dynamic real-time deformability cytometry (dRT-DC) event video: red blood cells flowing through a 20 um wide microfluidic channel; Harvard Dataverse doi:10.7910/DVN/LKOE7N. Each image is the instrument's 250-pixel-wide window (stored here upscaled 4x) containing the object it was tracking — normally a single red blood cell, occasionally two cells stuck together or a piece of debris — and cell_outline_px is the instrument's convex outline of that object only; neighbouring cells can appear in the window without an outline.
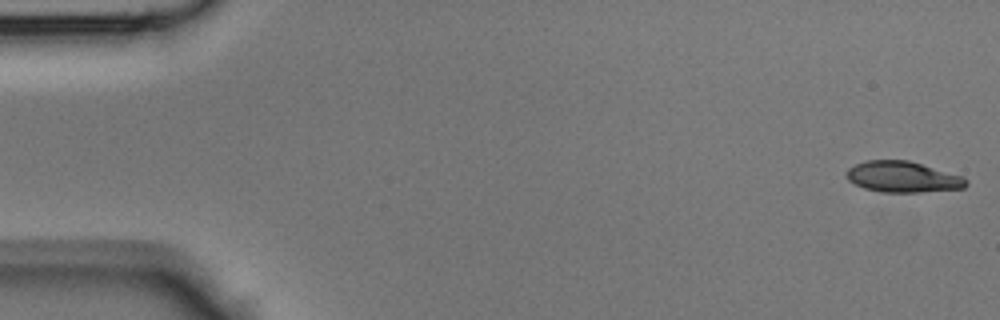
{"species": "Egyptian fruit bat (a non-hibernating species)", "species_latin": "Rousettus aegyptiacus", "temperature_condition": "room temperature", "stored_images_in_passage": 8, "camera_frame_rate_fps": 3000, "um_per_image_px": 0.085, "animal": {"sex": "male"}, "frame": {"image": 1, "passage_image": 1, "time_ms": 0.0, "image_size_px": [1000, 320], "cell_outline_px": [[968, 184], [964, 188], [920, 192], [880, 192], [864, 188], [848, 180], [844, 172], [848, 168], [864, 160], [908, 160], [960, 176], [968, 180]], "centroid_in_image_um": [76.68, 15.04], "position_along_channel_um": 8.3, "area_um2": 21.44}}